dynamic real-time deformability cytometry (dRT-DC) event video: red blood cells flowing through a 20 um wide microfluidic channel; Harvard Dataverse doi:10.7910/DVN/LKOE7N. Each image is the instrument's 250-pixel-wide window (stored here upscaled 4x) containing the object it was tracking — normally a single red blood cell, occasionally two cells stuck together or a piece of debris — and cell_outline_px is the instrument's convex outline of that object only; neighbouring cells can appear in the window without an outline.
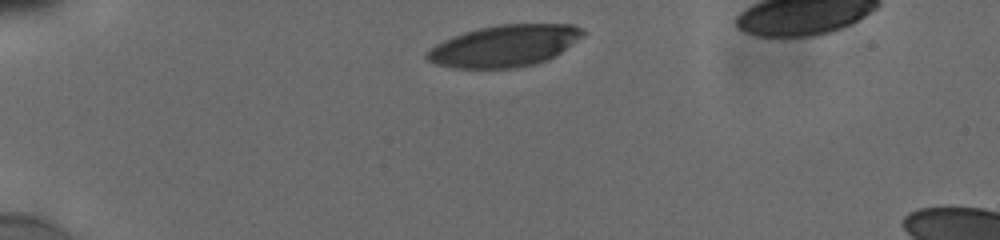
{"species": "human", "species_latin": "Homo sapiens", "temperature_condition": "cold", "stored_images_in_passage": 33, "camera_frame_rate_fps": 3000, "um_per_image_px": 0.085, "donor": {"sex": "male"}, "frame": {"image": 1, "passage_image": 1, "time_ms": 0.0, "image_size_px": [1000, 240], "cell_outline_px": [[588, 32], [584, 36], [556, 56], [548, 60], [536, 64], [516, 68], [452, 68], [436, 64], [428, 60], [424, 56], [424, 52], [436, 44], [452, 36], [464, 32], [480, 28], [500, 24], [572, 24]], "centroid_in_image_um": [42.9, 3.9], "position_along_channel_um": 42.1, "area_um2": 38.21}}
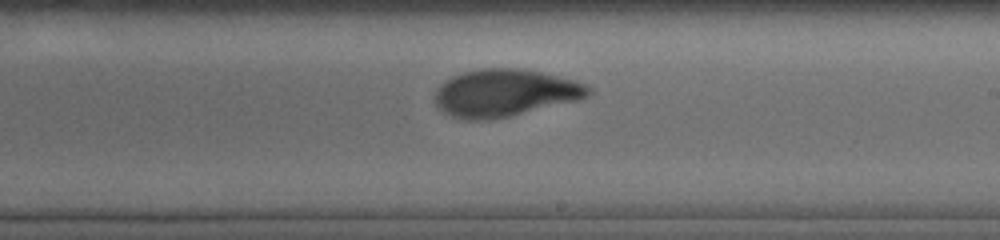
{"frame": {"image": 2, "passage_image": 21, "time_ms": 6.667, "image_size_px": [1000, 240], "cell_outline_px": [[592, 92], [588, 96], [576, 100], [492, 120], [464, 120], [452, 116], [444, 112], [436, 104], [432, 96], [436, 88], [444, 80], [452, 76], [464, 72], [480, 68], [516, 68], [540, 72], [576, 80], [588, 84], [592, 88]], "centroid_in_image_um": [42.88, 7.89], "position_along_channel_um": 246.1, "area_um2": 42.48}}
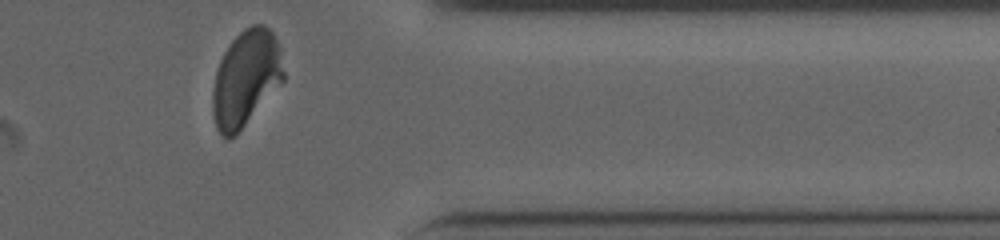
{"frame": {"image": 3, "passage_image": 33, "time_ms": 10.667, "image_size_px": [1000, 240], "cell_outline_px": [[284, 80], [244, 124], [228, 140], [216, 128], [212, 112], [212, 92], [216, 72], [220, 60], [224, 52], [232, 40], [244, 28], [252, 24], [264, 24], [272, 32], [280, 48], [284, 72]], "centroid_in_image_um": [20.89, 6.61], "position_along_channel_um": 390.5, "area_um2": 39.07}, "authors_computed_cell_mechanics": {"area_um2": 41.7894, "velocity_mm_per_s": 3.8349, "shape_relaxation_time_tau1_ms": 4.7648, "shape_relaxation_time_tau2_ms": 0.9453, "deformation_change_tau1": 0.1931, "deformation_change_tau2": 0.0621}}